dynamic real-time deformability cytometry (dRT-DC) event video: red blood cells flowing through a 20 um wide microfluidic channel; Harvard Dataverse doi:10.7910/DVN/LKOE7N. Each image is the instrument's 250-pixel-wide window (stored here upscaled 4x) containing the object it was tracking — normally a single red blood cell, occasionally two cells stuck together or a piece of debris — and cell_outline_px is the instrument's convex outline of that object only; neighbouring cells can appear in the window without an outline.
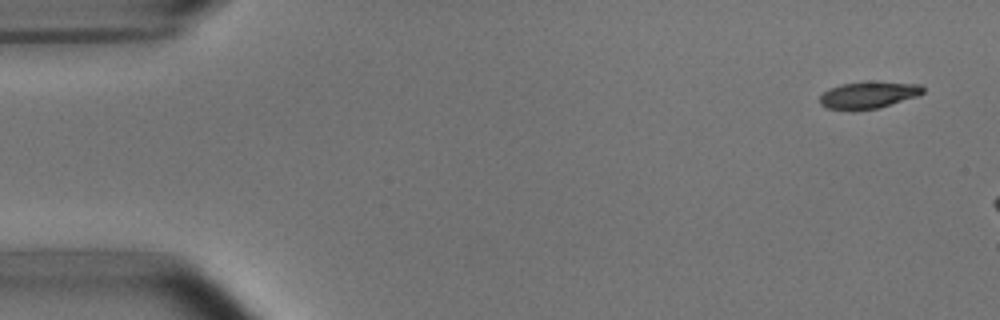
{"species": "common noctule bat (a hibernating species)", "species_latin": "Nyctalus noctula", "temperature_condition": "room temperature", "stored_images_in_passage": 4, "camera_frame_rate_fps": 3000, "um_per_image_px": 0.085, "animal": {"sex": "male", "body_mass_g": 15.6}, "frame": {"image": 1, "passage_image": 1, "time_ms": 0.0, "image_size_px": [1000, 320], "cell_outline_px": [[924, 92], [916, 96], [876, 108], [828, 108], [820, 104], [820, 96], [824, 92], [832, 88], [844, 84], [864, 80], [920, 84], [924, 88]], "centroid_in_image_um": [73.85, 8.02], "position_along_channel_um": 11.1, "area_um2": 15.61}}